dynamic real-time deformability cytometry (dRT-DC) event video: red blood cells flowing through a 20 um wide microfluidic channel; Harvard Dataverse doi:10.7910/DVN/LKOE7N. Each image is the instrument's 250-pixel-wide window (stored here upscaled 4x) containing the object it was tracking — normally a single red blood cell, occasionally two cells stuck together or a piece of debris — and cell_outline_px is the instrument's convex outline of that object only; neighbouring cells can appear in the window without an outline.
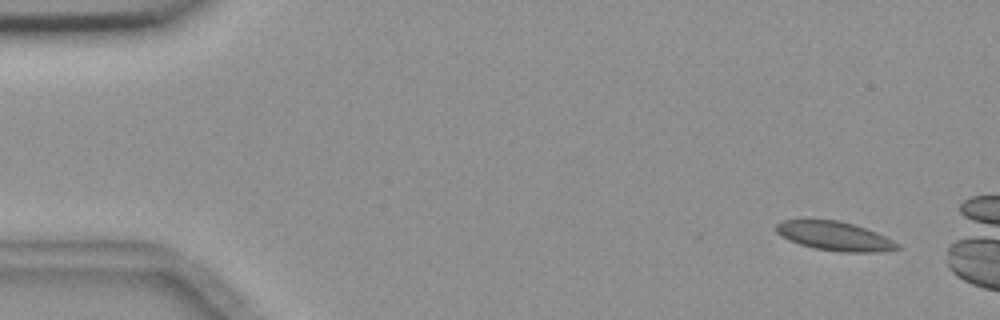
{"species": "common noctule bat (a hibernating species)", "species_latin": "Nyctalus noctula", "temperature_condition": "room temperature", "stored_images_in_passage": 4, "camera_frame_rate_fps": 3000, "um_per_image_px": 0.085, "animal": {"sex": "female", "body_mass_g": 18.4}, "frame": {"image": 1, "passage_image": 1, "time_ms": 0.0, "image_size_px": [1000, 320], "cell_outline_px": [[900, 248], [880, 252], [840, 252], [816, 248], [800, 244], [776, 232], [776, 224], [780, 220], [840, 220], [876, 232], [900, 244]], "centroid_in_image_um": [70.97, 20.07], "position_along_channel_um": 14.0, "area_um2": 20.17}}